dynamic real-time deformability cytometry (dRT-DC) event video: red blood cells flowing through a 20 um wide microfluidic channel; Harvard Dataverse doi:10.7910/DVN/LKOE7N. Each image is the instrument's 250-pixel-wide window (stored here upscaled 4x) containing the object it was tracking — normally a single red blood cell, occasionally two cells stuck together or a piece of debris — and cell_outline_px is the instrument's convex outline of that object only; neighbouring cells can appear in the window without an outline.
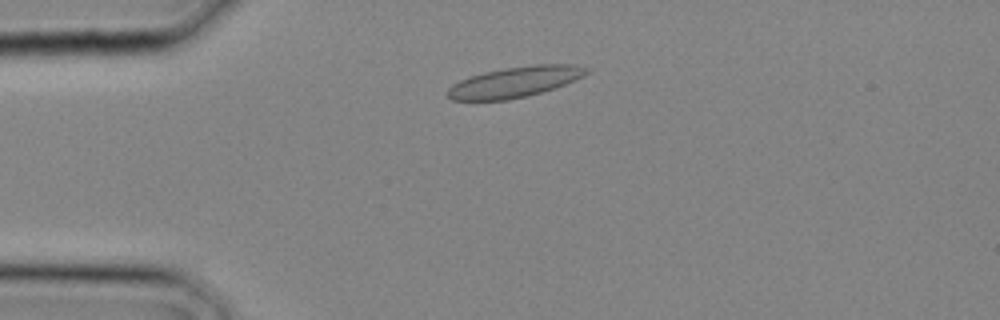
{"species": "common noctule bat (a hibernating species)", "species_latin": "Nyctalus noctula", "temperature_condition": "cold", "stored_images_in_passage": 13, "camera_frame_rate_fps": 3000, "um_per_image_px": 0.085, "animal": {"sex": "male", "body_mass_g": 20.4}, "frame": {"image": 1, "passage_image": 4, "time_ms": 1.0, "image_size_px": [1000, 320], "cell_outline_px": [[592, 72], [576, 80], [528, 96], [508, 100], [452, 100], [448, 96], [448, 88], [452, 84], [460, 80], [484, 72], [504, 68], [536, 64], [576, 64], [592, 68]], "centroid_in_image_um": [43.84, 6.95], "position_along_channel_um": 41.2, "area_um2": 24.85}}
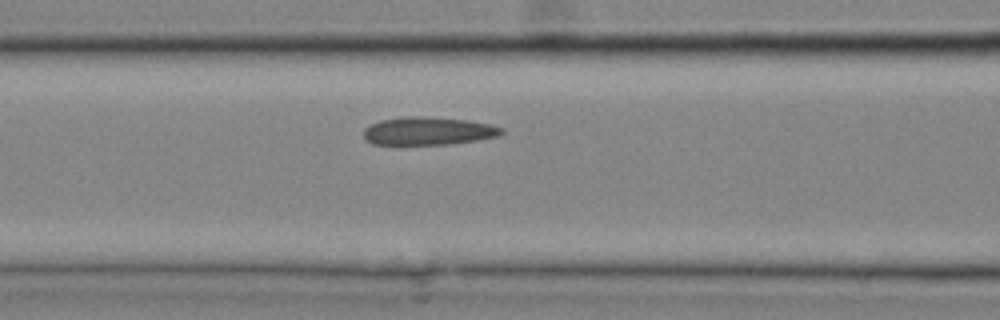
{"frame": {"image": 2, "passage_image": 9, "time_ms": 2.667, "image_size_px": [1000, 320], "cell_outline_px": [[504, 132], [496, 136], [476, 140], [448, 144], [372, 144], [364, 136], [364, 128], [380, 120], [408, 116], [420, 116], [468, 120], [488, 124], [504, 128]], "centroid_in_image_um": [36.4, 11.13], "position_along_channel_um": 130.2, "area_um2": 22.2}}
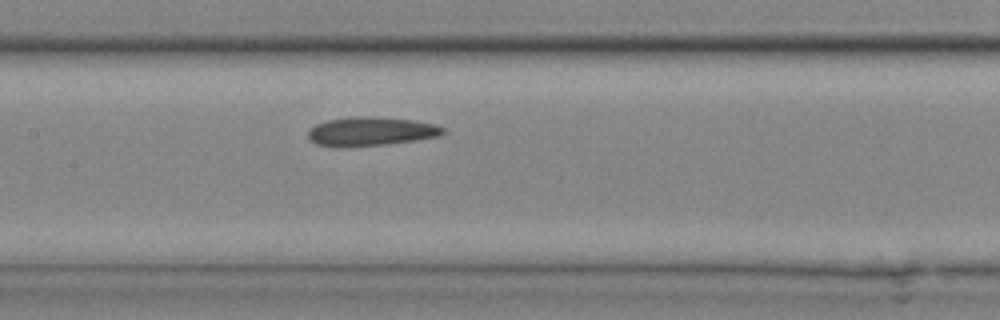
{"frame": {"image": 3, "passage_image": 11, "time_ms": 3.333, "image_size_px": [1000, 320], "cell_outline_px": [[444, 132], [436, 136], [388, 144], [344, 148], [336, 148], [316, 144], [308, 136], [308, 132], [316, 124], [328, 120], [348, 116], [380, 116], [412, 120], [436, 124], [444, 128]], "centroid_in_image_um": [31.47, 11.17], "position_along_channel_um": 175.9, "area_um2": 22.89}}